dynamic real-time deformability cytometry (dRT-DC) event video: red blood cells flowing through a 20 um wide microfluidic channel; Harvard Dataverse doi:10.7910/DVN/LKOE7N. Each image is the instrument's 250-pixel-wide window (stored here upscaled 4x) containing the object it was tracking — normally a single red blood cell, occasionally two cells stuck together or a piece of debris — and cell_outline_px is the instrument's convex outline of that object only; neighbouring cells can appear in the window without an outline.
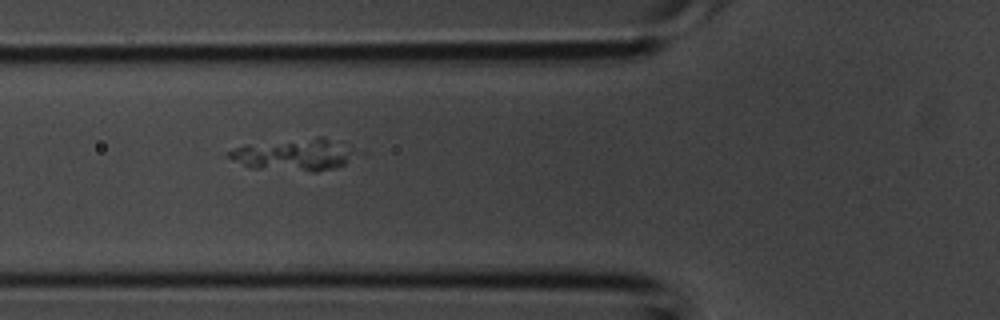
{"species": "common noctule bat (a hibernating species)", "species_latin": "Nyctalus noctula", "temperature_condition": "room temperature", "stored_images_in_passage": 5, "camera_frame_rate_fps": 3000, "um_per_image_px": 0.085, "animal": {"sex": "male", "body_mass_g": 20.1, "forearm_length_mm": 53.5}, "frame": {"image": 1, "passage_image": 4, "time_ms": 1.0, "image_size_px": [1000, 320], "cell_outline_px": [[344, 164], [332, 168], [316, 172], [312, 172], [252, 168], [228, 156], [228, 152], [244, 144], [316, 136], [324, 136], [344, 140]], "centroid_in_image_um": [24.87, 13.11], "position_along_channel_um": 100.9, "area_um2": 23.06}}
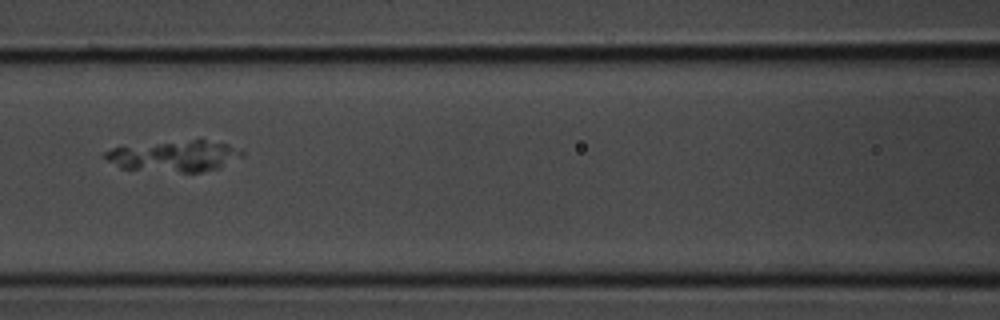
{"frame": {"image": 2, "passage_image": 5, "time_ms": 1.333, "image_size_px": [1000, 320], "cell_outline_px": [[244, 156], [216, 168], [200, 172], [180, 172], [120, 168], [108, 160], [104, 156], [104, 152], [112, 148], [192, 140], [204, 140], [228, 144], [244, 152]], "centroid_in_image_um": [14.85, 13.27], "position_along_channel_um": 151.7, "area_um2": 23.99}}